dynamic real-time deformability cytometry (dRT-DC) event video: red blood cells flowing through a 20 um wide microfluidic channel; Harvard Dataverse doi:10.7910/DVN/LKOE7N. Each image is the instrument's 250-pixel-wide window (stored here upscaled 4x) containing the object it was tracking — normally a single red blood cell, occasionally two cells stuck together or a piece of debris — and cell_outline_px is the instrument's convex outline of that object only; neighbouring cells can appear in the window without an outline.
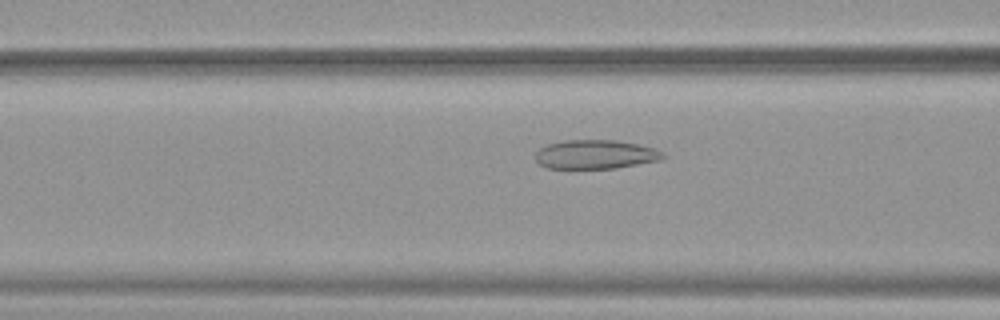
{"species": "common noctule bat (a hibernating species)", "species_latin": "Nyctalus noctula", "temperature_condition": "warm", "stored_images_in_passage": 16, "camera_frame_rate_fps": 3000, "um_per_image_px": 0.085, "animal": {"sex": "female", "body_mass_g": 19.9}, "frame": {"image": 1, "passage_image": 10, "time_ms": 3.0, "image_size_px": [1000, 320], "cell_outline_px": [[668, 156], [660, 160], [616, 168], [548, 168], [540, 164], [536, 160], [536, 152], [540, 148], [548, 144], [564, 140], [612, 140], [636, 144], [656, 148], [664, 152]], "centroid_in_image_um": [50.65, 13.12], "position_along_channel_um": 115.9, "area_um2": 21.5}}
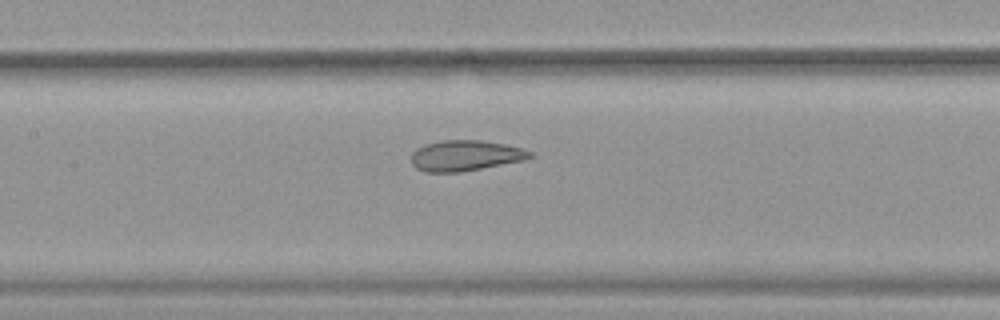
{"frame": {"image": 2, "passage_image": 14, "time_ms": 4.333, "image_size_px": [1000, 320], "cell_outline_px": [[536, 156], [524, 160], [460, 172], [424, 172], [416, 168], [412, 164], [412, 152], [416, 148], [428, 144], [444, 140], [480, 140], [504, 144], [520, 148], [532, 152]], "centroid_in_image_um": [39.56, 13.23], "position_along_channel_um": 167.8, "area_um2": 21.04}}